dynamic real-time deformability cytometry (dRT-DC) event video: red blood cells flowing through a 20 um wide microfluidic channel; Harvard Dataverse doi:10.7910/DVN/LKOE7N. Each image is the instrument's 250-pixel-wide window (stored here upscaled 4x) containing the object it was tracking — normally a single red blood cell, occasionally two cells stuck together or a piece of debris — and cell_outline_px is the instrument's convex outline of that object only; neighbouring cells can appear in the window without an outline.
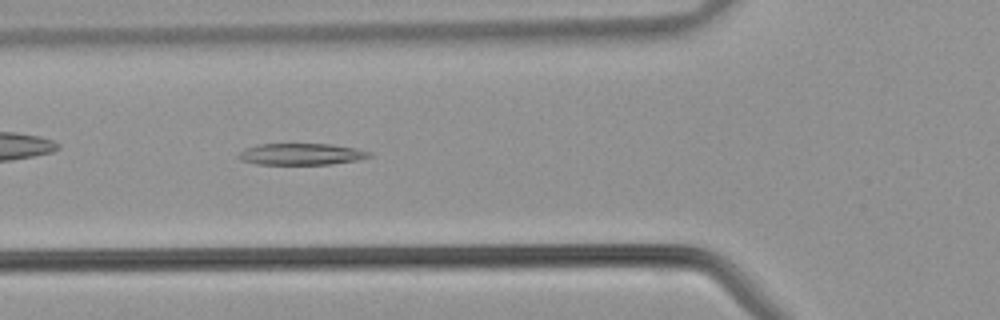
{"species": "common noctule bat (a hibernating species)", "species_latin": "Nyctalus noctula", "temperature_condition": "warm", "stored_images_in_passage": 36, "camera_frame_rate_fps": 3000, "um_per_image_px": 0.085, "animal": {"sex": "male", "body_mass_g": 21.5, "forearm_length_mm": 52.0}, "frame": {"image": 1, "passage_image": 11, "time_ms": 3.333, "image_size_px": [1000, 320], "cell_outline_px": [[372, 156], [356, 160], [332, 164], [256, 164], [240, 160], [236, 156], [244, 148], [256, 144], [332, 144], [356, 148], [372, 152]], "centroid_in_image_um": [25.58, 13.09], "position_along_channel_um": 100.2, "area_um2": 16.53}}
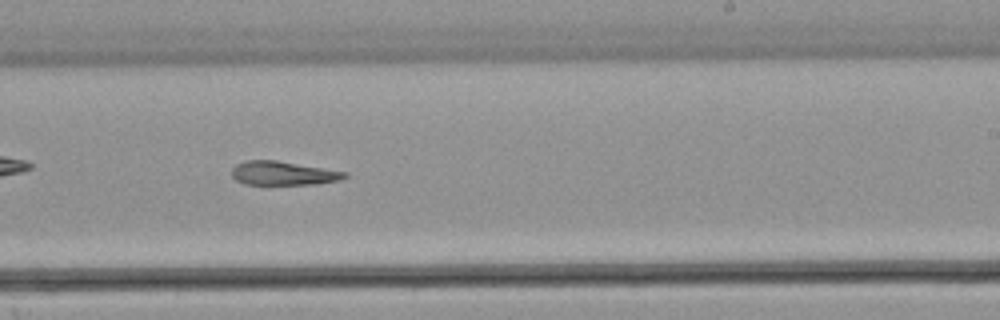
{"frame": {"image": 2, "passage_image": 21, "time_ms": 6.667, "image_size_px": [1000, 320], "cell_outline_px": [[348, 176], [340, 180], [316, 184], [244, 184], [236, 180], [232, 176], [232, 168], [236, 164], [244, 160], [276, 160], [348, 172]], "centroid_in_image_um": [24.07, 14.72], "position_along_channel_um": 264.9, "area_um2": 15.72}}
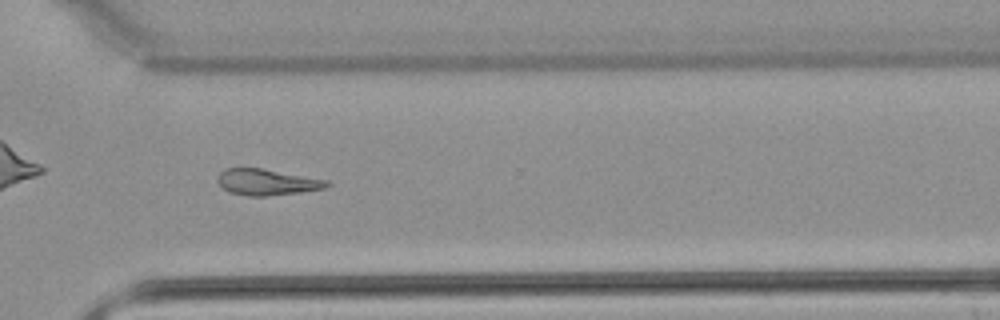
{"frame": {"image": 3, "passage_image": 26, "time_ms": 8.333, "image_size_px": [1000, 320], "cell_outline_px": [[332, 184], [324, 188], [300, 192], [268, 196], [248, 196], [228, 192], [216, 180], [216, 176], [224, 168], [260, 168], [328, 180]], "centroid_in_image_um": [22.66, 15.48], "position_along_channel_um": 347.9, "area_um2": 16.65}}